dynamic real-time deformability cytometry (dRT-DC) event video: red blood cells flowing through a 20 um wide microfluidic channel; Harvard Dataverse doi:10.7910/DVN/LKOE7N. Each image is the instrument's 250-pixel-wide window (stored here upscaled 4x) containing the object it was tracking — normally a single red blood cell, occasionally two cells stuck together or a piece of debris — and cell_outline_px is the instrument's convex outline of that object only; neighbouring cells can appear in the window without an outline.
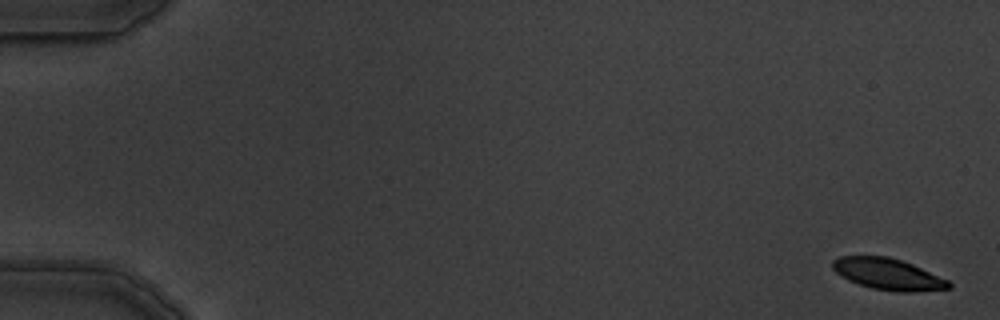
{"species": "common noctule bat (a hibernating species)", "species_latin": "Nyctalus noctula", "temperature_condition": "warm", "stored_images_in_passage": 8, "camera_frame_rate_fps": 3000, "um_per_image_px": 0.085, "animal": {"sex": "male", "body_mass_g": 19.5, "forearm_length_mm": 54.6}, "frame": {"image": 1, "passage_image": 1, "time_ms": 0.0, "image_size_px": [1000, 320], "cell_outline_px": [[952, 288], [912, 292], [900, 292], [872, 288], [848, 280], [840, 276], [832, 268], [832, 260], [840, 256], [888, 256], [912, 264], [948, 280], [952, 284]], "centroid_in_image_um": [75.47, 23.3], "position_along_channel_um": 9.5, "area_um2": 21.15}}
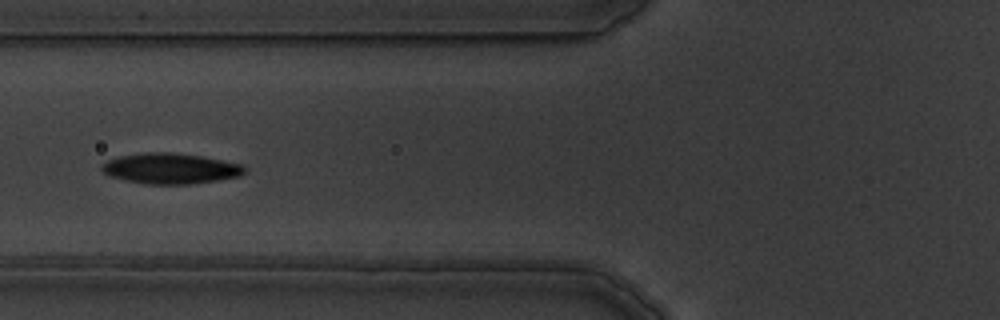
{"frame": {"image": 2, "passage_image": 7, "time_ms": 7.0, "image_size_px": [1000, 320], "cell_outline_px": [[248, 168], [240, 176], [216, 180], [188, 184], [144, 184], [112, 176], [104, 172], [100, 168], [100, 164], [108, 160], [120, 156], [144, 152], [172, 152], [200, 156], [240, 164]], "centroid_in_image_um": [14.47, 14.31], "position_along_channel_um": 111.3, "area_um2": 25.2}}
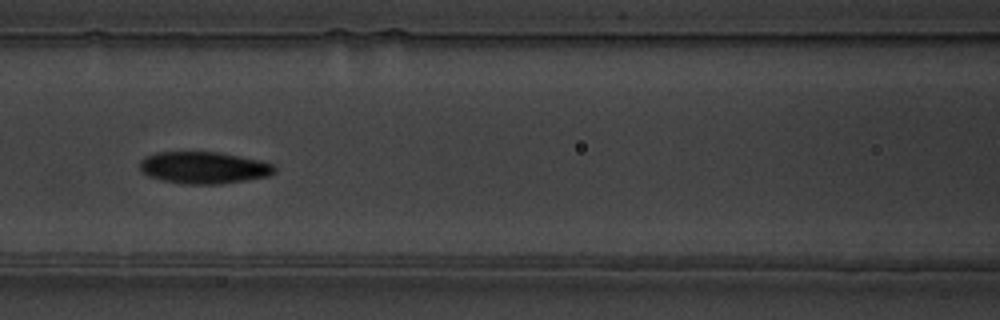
{"frame": {"image": 3, "passage_image": 8, "time_ms": 8.0, "image_size_px": [1000, 320], "cell_outline_px": [[276, 172], [268, 176], [220, 184], [184, 184], [160, 180], [148, 176], [140, 168], [140, 160], [148, 156], [160, 152], [216, 152], [260, 160], [272, 164], [276, 168]], "centroid_in_image_um": [17.32, 14.26], "position_along_channel_um": 149.3, "area_um2": 24.85}}